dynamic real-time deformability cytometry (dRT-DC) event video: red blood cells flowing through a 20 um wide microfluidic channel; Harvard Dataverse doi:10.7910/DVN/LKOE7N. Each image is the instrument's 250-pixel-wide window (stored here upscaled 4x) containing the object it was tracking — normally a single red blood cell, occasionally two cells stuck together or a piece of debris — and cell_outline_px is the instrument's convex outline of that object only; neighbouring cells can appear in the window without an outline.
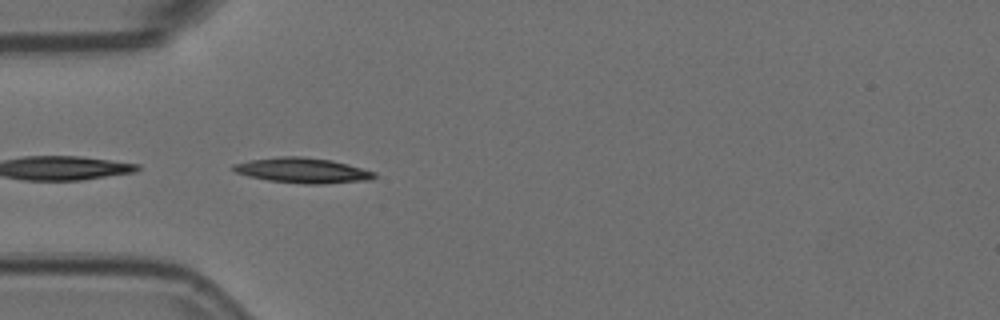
{"species": "Egyptian fruit bat (a non-hibernating species)", "species_latin": "Rousettus aegyptiacus", "temperature_condition": "room temperature", "stored_images_in_passage": 2, "camera_frame_rate_fps": 3000, "um_per_image_px": 0.085, "animal": {"sex": "female"}, "frame": {"image": 1, "passage_image": 2, "time_ms": 0.333, "image_size_px": [1000, 320], "cell_outline_px": [[376, 176], [372, 180], [320, 184], [304, 184], [268, 180], [248, 176], [236, 172], [232, 168], [232, 164], [248, 160], [280, 156], [304, 156], [332, 160], [348, 164], [376, 172]], "centroid_in_image_um": [25.73, 14.48], "position_along_channel_um": 59.3, "area_um2": 20.87}}